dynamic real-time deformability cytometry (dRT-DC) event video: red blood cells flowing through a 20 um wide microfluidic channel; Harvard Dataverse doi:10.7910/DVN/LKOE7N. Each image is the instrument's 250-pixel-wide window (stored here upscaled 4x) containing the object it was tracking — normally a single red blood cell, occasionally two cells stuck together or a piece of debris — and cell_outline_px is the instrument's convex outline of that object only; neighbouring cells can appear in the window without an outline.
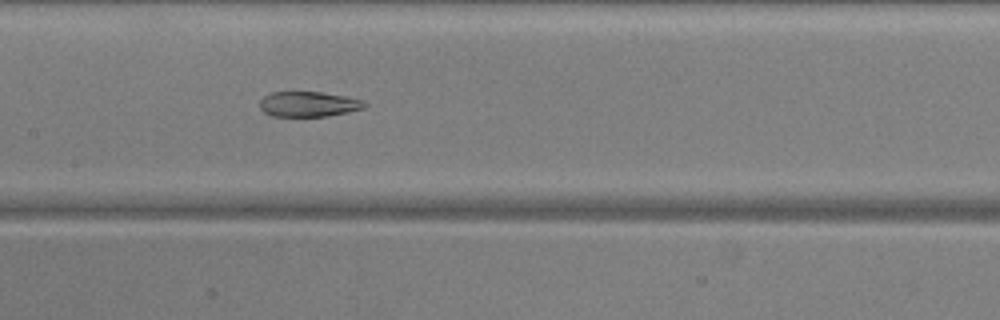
{"species": "common noctule bat (a hibernating species)", "species_latin": "Nyctalus noctula", "temperature_condition": "warm", "stored_images_in_passage": 44, "camera_frame_rate_fps": 3000, "um_per_image_px": 0.085, "animal": {"sex": "male", "body_mass_g": 20.5, "forearm_length_mm": 52.5}, "frame": {"image": 1, "passage_image": 22, "time_ms": 7.0, "image_size_px": [1000, 320], "cell_outline_px": [[368, 104], [364, 108], [348, 112], [328, 116], [272, 116], [264, 112], [260, 108], [260, 100], [264, 96], [272, 92], [320, 92], [344, 96], [364, 100]], "centroid_in_image_um": [26.24, 8.85], "position_along_channel_um": 181.2, "area_um2": 15.37}}
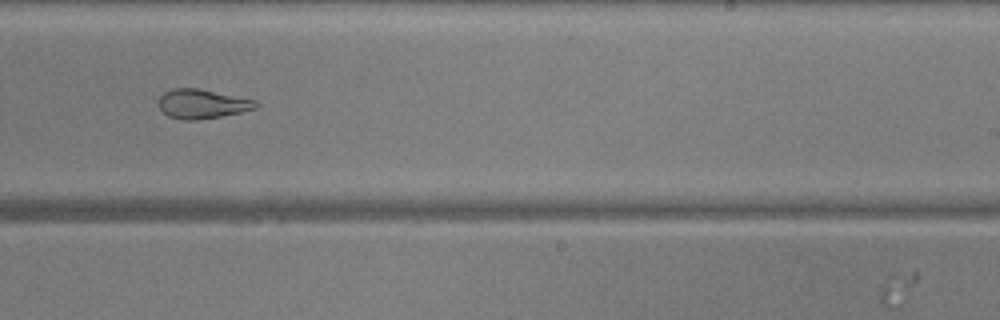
{"frame": {"image": 2, "passage_image": 29, "time_ms": 9.333, "image_size_px": [1000, 320], "cell_outline_px": [[260, 104], [256, 108], [240, 112], [220, 116], [196, 120], [184, 120], [168, 116], [160, 108], [160, 96], [164, 92], [172, 88], [196, 88], [256, 100]], "centroid_in_image_um": [17.19, 8.83], "position_along_channel_um": 271.8, "area_um2": 16.36}}
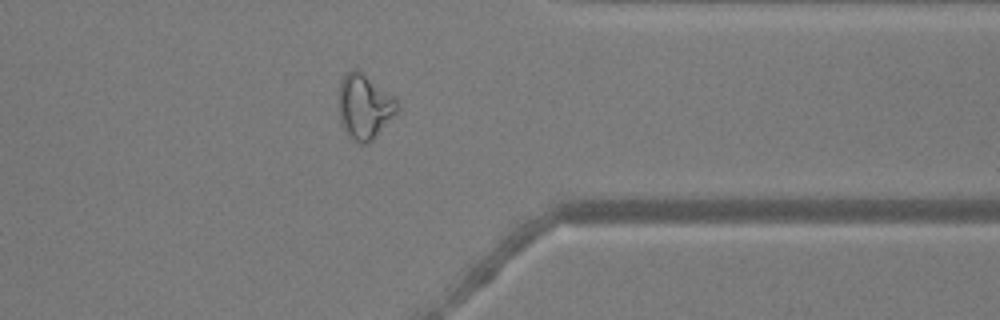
{"frame": {"image": 3, "passage_image": 38, "time_ms": 12.333, "image_size_px": [1000, 320], "cell_outline_px": [[400, 108], [372, 140], [368, 144], [360, 144], [352, 140], [344, 128], [340, 120], [340, 80], [344, 72], [352, 68], [356, 68], [396, 96]], "centroid_in_image_um": [31.0, 9.02], "position_along_channel_um": 380.4, "area_um2": 22.2}, "authors_computed_cell_mechanics": {"area_um2": 19.3919, "velocity_mm_per_s": 3.9016, "shape_relaxation_time_tau1_ms": null, "shape_relaxation_time_tau2_ms": 3.9416, "deformation_change_tau1": null, "deformation_change_tau2": 0.1178}}